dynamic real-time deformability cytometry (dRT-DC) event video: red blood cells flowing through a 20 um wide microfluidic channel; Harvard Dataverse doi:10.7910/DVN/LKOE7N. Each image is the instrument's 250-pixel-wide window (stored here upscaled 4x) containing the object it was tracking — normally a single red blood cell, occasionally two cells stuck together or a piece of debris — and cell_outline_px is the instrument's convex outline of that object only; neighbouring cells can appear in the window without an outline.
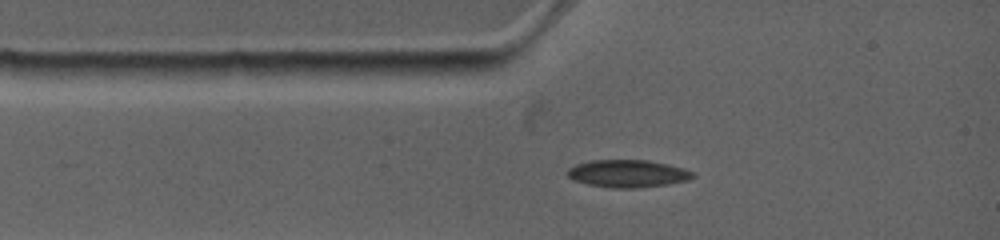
{"species": "common noctule bat (a hibernating species)", "species_latin": "Nyctalus noctula", "temperature_condition": "warm", "stored_images_in_passage": 19, "camera_frame_rate_fps": 4500, "um_per_image_px": 0.085, "animal": {"sex": "female", "body_mass_g": 19.0, "forearm_length_mm": 53.3}, "frame": {"image": 1, "passage_image": 1, "time_ms": 0.0, "image_size_px": [1000, 240], "cell_outline_px": [[696, 176], [688, 180], [668, 184], [640, 188], [612, 188], [588, 184], [576, 180], [568, 176], [564, 172], [568, 168], [576, 164], [592, 160], [648, 160], [668, 164], [684, 168], [692, 172]], "centroid_in_image_um": [53.36, 14.75], "position_along_channel_um": 31.6, "area_um2": 20.17}}
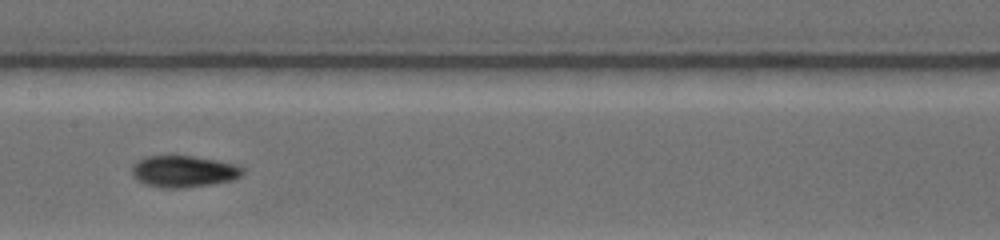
{"frame": {"image": 2, "passage_image": 11, "time_ms": 4.222, "image_size_px": [1000, 240], "cell_outline_px": [[244, 172], [240, 176], [232, 180], [212, 184], [184, 188], [160, 188], [144, 184], [136, 180], [132, 172], [132, 164], [144, 156], [192, 156], [216, 160], [236, 164], [244, 168]], "centroid_in_image_um": [15.59, 14.57], "position_along_channel_um": 191.8, "area_um2": 20.58}}
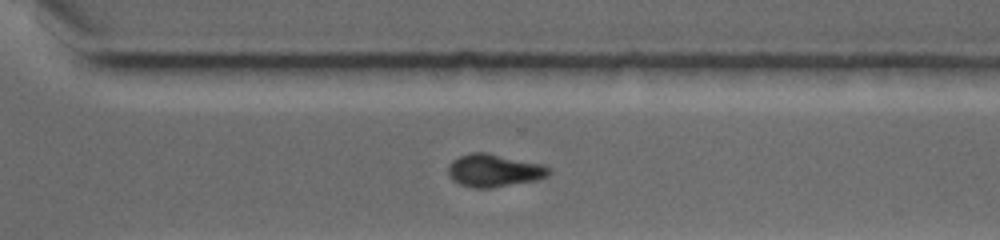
{"frame": {"image": 3, "passage_image": 19, "time_ms": 7.778, "image_size_px": [1000, 240], "cell_outline_px": [[552, 172], [548, 176], [536, 180], [492, 188], [476, 188], [460, 184], [452, 180], [448, 172], [448, 164], [452, 160], [460, 156], [472, 152], [488, 152], [544, 164], [552, 168]], "centroid_in_image_um": [42.03, 14.48], "position_along_channel_um": 328.6, "area_um2": 19.54}}